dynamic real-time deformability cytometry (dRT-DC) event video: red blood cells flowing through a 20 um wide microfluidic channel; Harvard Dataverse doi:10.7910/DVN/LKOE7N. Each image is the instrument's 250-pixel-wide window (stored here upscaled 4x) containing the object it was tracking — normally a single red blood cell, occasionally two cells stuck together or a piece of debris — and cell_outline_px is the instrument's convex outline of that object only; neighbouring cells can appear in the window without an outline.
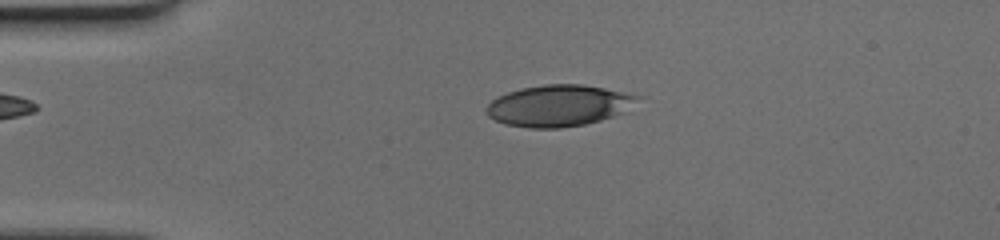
{"species": "human", "species_latin": "Homo sapiens", "temperature_condition": "cold", "stored_images_in_passage": 16, "camera_frame_rate_fps": 3000, "um_per_image_px": 0.085, "donor": {"sex": "female"}, "frame": {"image": 1, "passage_image": 3, "time_ms": 0.667, "image_size_px": [1000, 240], "cell_outline_px": [[644, 96], [624, 112], [600, 120], [584, 124], [560, 128], [528, 128], [504, 124], [488, 116], [484, 112], [488, 104], [492, 100], [508, 92], [520, 88], [544, 84], [584, 84]], "centroid_in_image_um": [47.49, 8.97], "position_along_channel_um": 37.5, "area_um2": 36.53}}
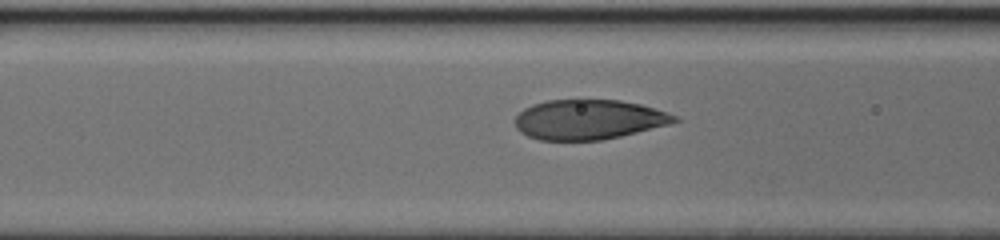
{"frame": {"image": 2, "passage_image": 12, "time_ms": 3.667, "image_size_px": [1000, 240], "cell_outline_px": [[680, 120], [668, 124], [620, 136], [600, 140], [540, 140], [528, 136], [520, 132], [516, 128], [516, 116], [524, 108], [532, 104], [548, 100], [580, 96], [620, 100], [640, 104], [676, 116]], "centroid_in_image_um": [49.97, 10.11], "position_along_channel_um": 116.6, "area_um2": 37.63}}
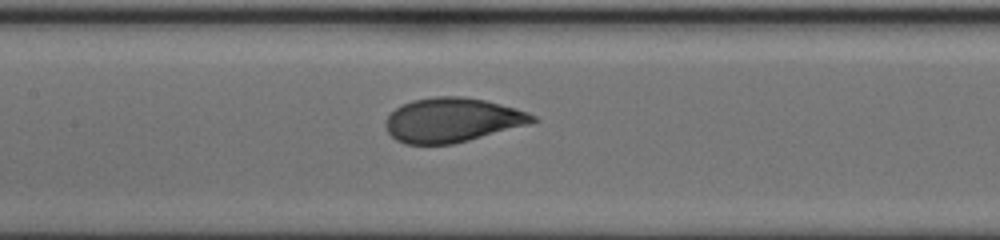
{"frame": {"image": 3, "passage_image": 16, "time_ms": 5.0, "image_size_px": [1000, 240], "cell_outline_px": [[536, 120], [524, 124], [468, 140], [452, 144], [404, 144], [396, 140], [388, 132], [384, 124], [388, 116], [396, 108], [412, 100], [436, 96], [460, 96], [484, 100], [500, 104], [528, 112], [536, 116]], "centroid_in_image_um": [38.36, 10.2], "position_along_channel_um": 169.0, "area_um2": 37.28}}